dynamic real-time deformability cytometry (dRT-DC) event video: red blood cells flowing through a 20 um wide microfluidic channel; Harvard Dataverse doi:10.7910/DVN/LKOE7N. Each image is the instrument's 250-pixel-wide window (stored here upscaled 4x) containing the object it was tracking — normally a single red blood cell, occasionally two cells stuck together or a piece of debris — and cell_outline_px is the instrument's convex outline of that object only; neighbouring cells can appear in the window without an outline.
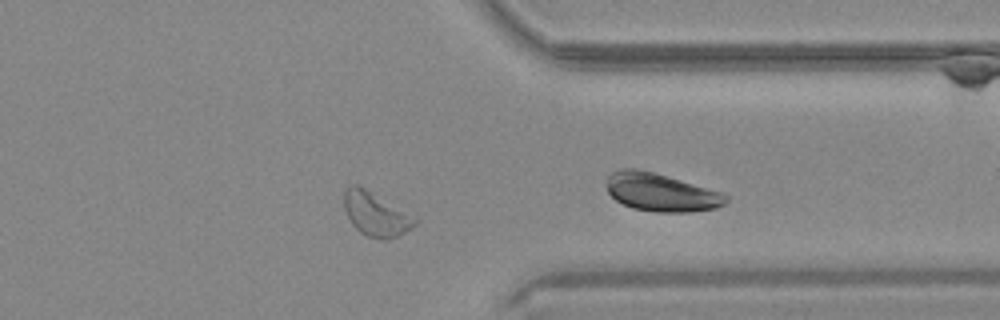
{"species": "common noctule bat (a hibernating species)", "species_latin": "Nyctalus noctula", "temperature_condition": "warm", "stored_images_in_passage": 38, "camera_frame_rate_fps": 3000, "um_per_image_px": 0.085, "animal": {"sex": "male", "body_mass_g": 20.4}, "frame": {"image": 1, "passage_image": 28, "time_ms": 9.0, "image_size_px": [1000, 320], "cell_outline_px": [[416, 224], [412, 228], [388, 240], [380, 240], [368, 236], [360, 232], [352, 224], [344, 208], [344, 188], [352, 184], [356, 184], [364, 188], [416, 220]], "centroid_in_image_um": [31.85, 18.23], "position_along_channel_um": 379.5, "area_um2": 17.34}}
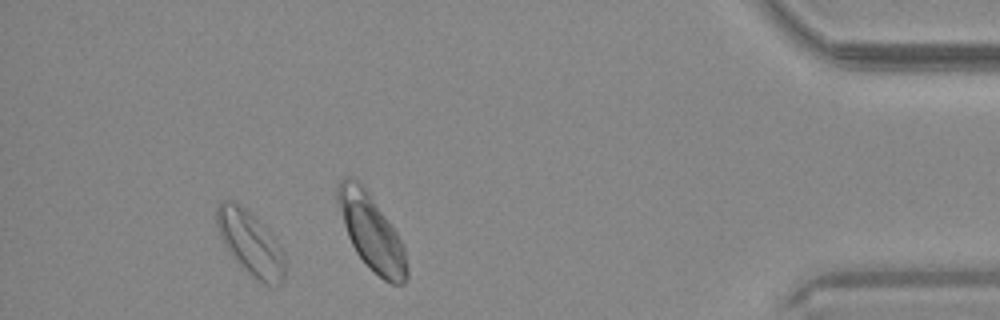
{"frame": {"image": 2, "passage_image": 34, "time_ms": 11.0, "image_size_px": [1000, 320], "cell_outline_px": [[284, 280], [280, 284], [264, 284], [252, 276], [232, 256], [224, 244], [220, 236], [216, 224], [216, 208], [220, 200], [232, 200], [244, 208], [276, 236], [284, 252]], "centroid_in_image_um": [21.29, 20.64], "position_along_channel_um": 413.9, "area_um2": 25.37}}